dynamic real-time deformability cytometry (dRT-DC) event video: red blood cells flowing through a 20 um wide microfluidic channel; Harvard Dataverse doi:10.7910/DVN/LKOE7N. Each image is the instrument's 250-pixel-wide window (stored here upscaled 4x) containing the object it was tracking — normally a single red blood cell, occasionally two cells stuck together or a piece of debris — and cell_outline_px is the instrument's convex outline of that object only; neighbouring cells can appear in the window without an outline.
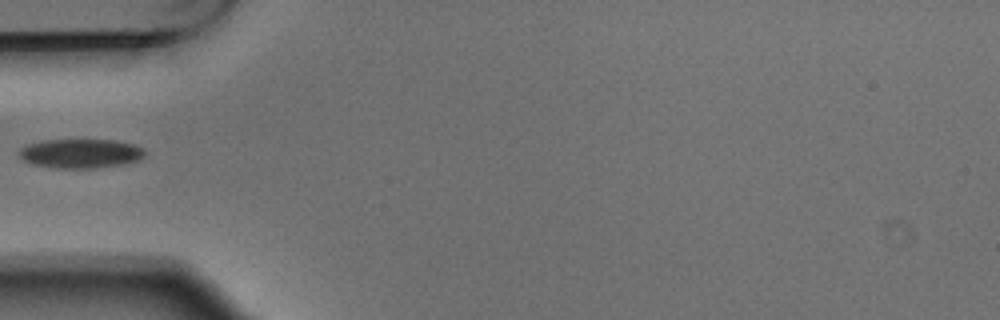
{"species": "Egyptian fruit bat (a non-hibernating species)", "species_latin": "Rousettus aegyptiacus", "temperature_condition": "warm", "stored_images_in_passage": 2, "camera_frame_rate_fps": 3000, "um_per_image_px": 0.085, "animal": {"sex": "male"}, "frame": {"image": 1, "passage_image": 1, "time_ms": 0.0, "image_size_px": [1000, 320], "cell_outline_px": [[144, 156], [140, 160], [120, 164], [96, 168], [52, 168], [36, 164], [24, 160], [20, 156], [20, 148], [28, 144], [44, 140], [112, 140], [132, 144], [144, 148]], "centroid_in_image_um": [6.86, 13.04], "position_along_channel_um": 78.1, "area_um2": 21.15}}
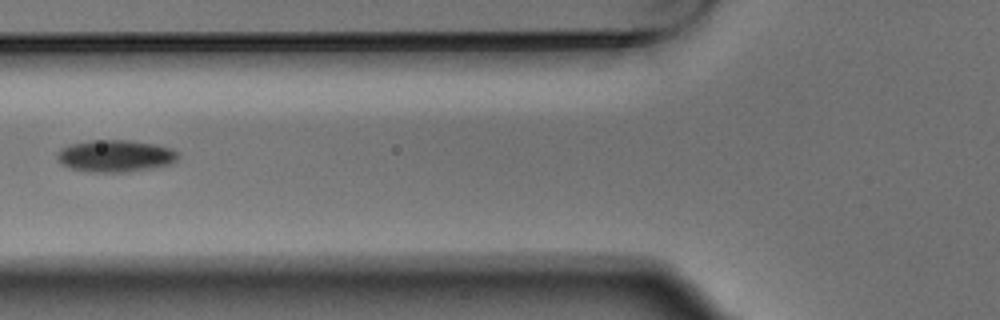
{"frame": {"image": 2, "passage_image": 2, "time_ms": 0.333, "image_size_px": [1000, 320], "cell_outline_px": [[180, 156], [176, 160], [168, 164], [152, 168], [124, 172], [92, 172], [72, 168], [56, 160], [56, 152], [60, 148], [68, 144], [92, 140], [128, 140], [152, 144], [172, 148]], "centroid_in_image_um": [9.76, 13.24], "position_along_channel_um": 116.0, "area_um2": 22.48}}